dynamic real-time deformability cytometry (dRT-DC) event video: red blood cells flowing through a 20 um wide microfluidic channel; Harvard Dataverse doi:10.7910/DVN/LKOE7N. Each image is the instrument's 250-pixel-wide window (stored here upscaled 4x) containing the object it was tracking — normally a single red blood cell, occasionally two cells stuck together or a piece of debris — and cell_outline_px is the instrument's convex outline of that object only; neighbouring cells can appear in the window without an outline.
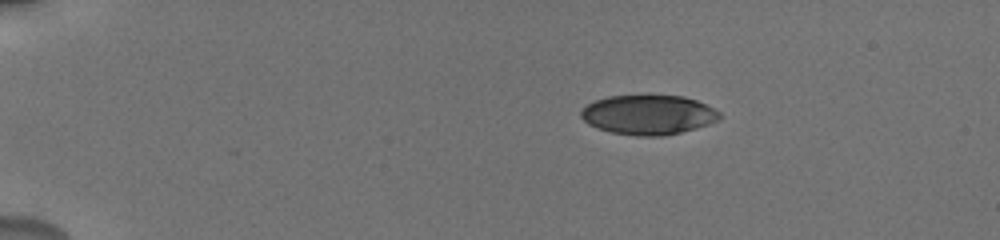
{"species": "human", "species_latin": "Homo sapiens", "temperature_condition": "cold", "stored_images_in_passage": 7, "camera_frame_rate_fps": 3000, "um_per_image_px": 0.085, "donor": {"sex": "male"}, "frame": {"image": 1, "passage_image": 3, "time_ms": 2.333, "image_size_px": [1000, 240], "cell_outline_px": [[720, 116], [716, 120], [708, 124], [696, 128], [680, 132], [660, 136], [636, 136], [612, 132], [596, 128], [588, 124], [580, 116], [580, 112], [588, 104], [596, 100], [608, 96], [684, 96], [696, 100], [720, 112]], "centroid_in_image_um": [55.08, 9.76], "position_along_channel_um": 29.9, "area_um2": 31.62}}
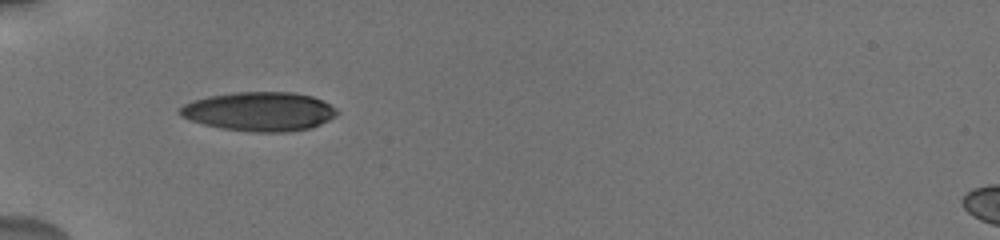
{"frame": {"image": 2, "passage_image": 6, "time_ms": 5.333, "image_size_px": [1000, 240], "cell_outline_px": [[340, 112], [336, 116], [312, 128], [288, 132], [256, 132], [224, 128], [204, 124], [180, 116], [180, 108], [184, 104], [192, 100], [208, 96], [232, 92], [292, 92], [312, 96], [336, 108]], "centroid_in_image_um": [22.07, 9.47], "position_along_channel_um": 62.9, "area_um2": 35.66}}